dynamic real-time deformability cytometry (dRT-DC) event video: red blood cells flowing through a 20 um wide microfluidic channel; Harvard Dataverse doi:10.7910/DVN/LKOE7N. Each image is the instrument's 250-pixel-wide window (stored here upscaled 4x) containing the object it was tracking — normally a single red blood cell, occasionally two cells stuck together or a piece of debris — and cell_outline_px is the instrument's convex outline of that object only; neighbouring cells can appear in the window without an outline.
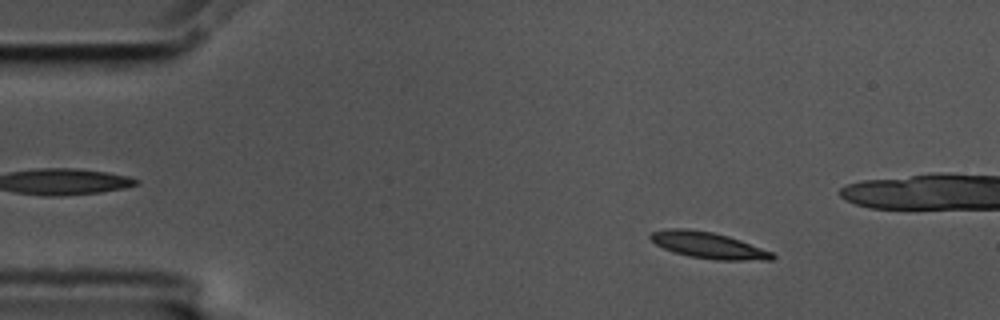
{"species": "common noctule bat (a hibernating species)", "species_latin": "Nyctalus noctula", "temperature_condition": "cold", "stored_images_in_passage": 57, "camera_frame_rate_fps": 3000, "um_per_image_px": 0.085, "animal": {"sex": "male", "body_mass_g": 17.5, "forearm_length_mm": 52.3}, "frame": {"image": 1, "passage_image": 8, "time_ms": 2.333, "image_size_px": [1000, 320], "cell_outline_px": [[776, 256], [772, 260], [716, 260], [688, 256], [664, 248], [656, 244], [648, 236], [652, 232], [668, 228], [684, 228], [712, 232], [728, 236], [740, 240], [772, 252]], "centroid_in_image_um": [60.2, 20.85], "position_along_channel_um": 24.8, "area_um2": 18.5}}
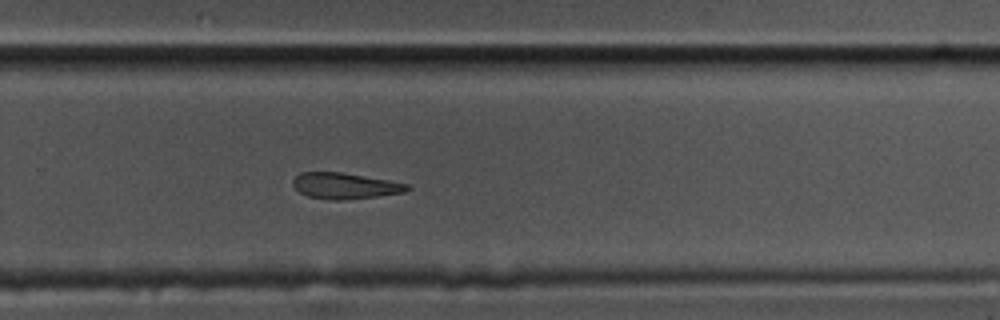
{"frame": {"image": 2, "passage_image": 37, "time_ms": 12.0, "image_size_px": [1000, 320], "cell_outline_px": [[412, 188], [404, 192], [376, 196], [340, 200], [328, 200], [308, 196], [300, 192], [292, 184], [292, 180], [300, 172], [340, 172], [388, 180], [408, 184]], "centroid_in_image_um": [29.3, 15.79], "position_along_channel_um": 300.5, "area_um2": 17.17}}
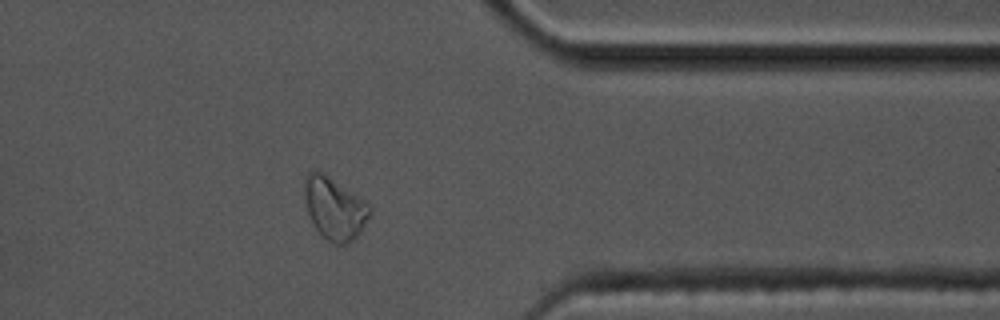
{"frame": {"image": 3, "passage_image": 45, "time_ms": 14.667, "image_size_px": [1000, 320], "cell_outline_px": [[372, 212], [360, 232], [352, 240], [344, 244], [336, 244], [328, 240], [316, 228], [308, 212], [304, 196], [304, 176], [308, 172], [324, 172], [364, 200], [368, 204]], "centroid_in_image_um": [28.43, 17.68], "position_along_channel_um": 383.0, "area_um2": 23.35}}